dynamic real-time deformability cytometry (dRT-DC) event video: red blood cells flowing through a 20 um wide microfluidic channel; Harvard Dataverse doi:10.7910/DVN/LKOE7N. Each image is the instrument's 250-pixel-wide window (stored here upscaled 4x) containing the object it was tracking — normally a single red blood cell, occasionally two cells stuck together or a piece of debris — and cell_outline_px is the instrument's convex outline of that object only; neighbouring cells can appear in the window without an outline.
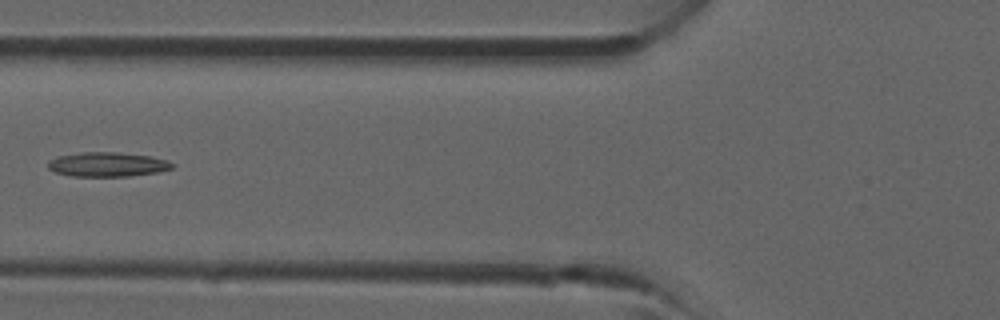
{"species": "common noctule bat (a hibernating species)", "species_latin": "Nyctalus noctula", "temperature_condition": "room temperature", "stored_images_in_passage": 31, "camera_frame_rate_fps": 3000, "um_per_image_px": 0.085, "animal": {"sex": "male", "forearm_length_mm": 52.5}, "frame": {"image": 1, "passage_image": 5, "time_ms": 1.333, "image_size_px": [1000, 320], "cell_outline_px": [[176, 164], [172, 168], [156, 172], [128, 176], [72, 176], [56, 172], [48, 168], [48, 160], [56, 156], [80, 152], [116, 152], [152, 156], [168, 160]], "centroid_in_image_um": [9.13, 13.96], "position_along_channel_um": 116.7, "area_um2": 17.74}}
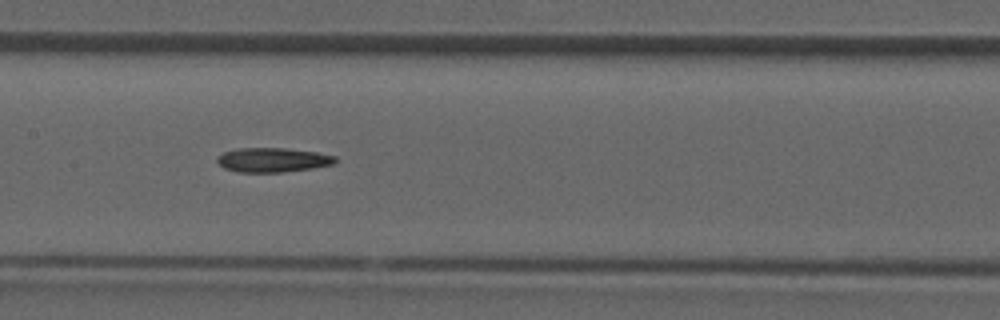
{"frame": {"image": 2, "passage_image": 9, "time_ms": 2.667, "image_size_px": [1000, 320], "cell_outline_px": [[336, 164], [312, 168], [284, 172], [240, 172], [224, 168], [216, 160], [224, 152], [240, 148], [284, 148], [316, 152], [336, 156]], "centroid_in_image_um": [23.23, 13.6], "position_along_channel_um": 184.2, "area_um2": 16.65}}
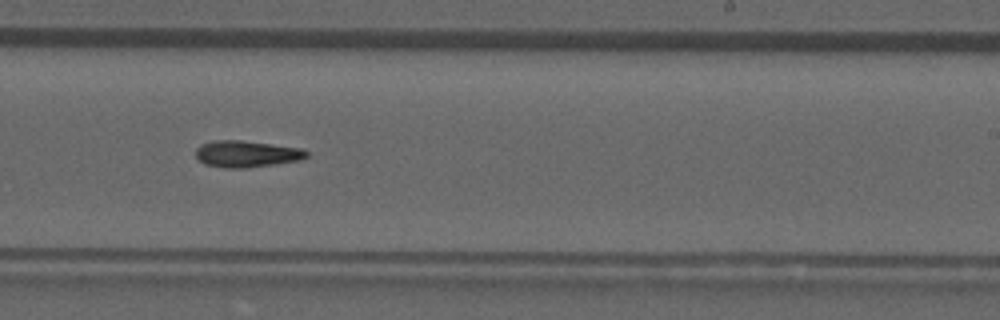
{"frame": {"image": 3, "passage_image": 14, "time_ms": 4.333, "image_size_px": [1000, 320], "cell_outline_px": [[308, 156], [304, 160], [244, 168], [224, 168], [204, 164], [196, 156], [196, 148], [200, 144], [212, 140], [240, 140], [300, 148], [308, 152]], "centroid_in_image_um": [20.95, 13.08], "position_along_channel_um": 268.1, "area_um2": 17.22}}